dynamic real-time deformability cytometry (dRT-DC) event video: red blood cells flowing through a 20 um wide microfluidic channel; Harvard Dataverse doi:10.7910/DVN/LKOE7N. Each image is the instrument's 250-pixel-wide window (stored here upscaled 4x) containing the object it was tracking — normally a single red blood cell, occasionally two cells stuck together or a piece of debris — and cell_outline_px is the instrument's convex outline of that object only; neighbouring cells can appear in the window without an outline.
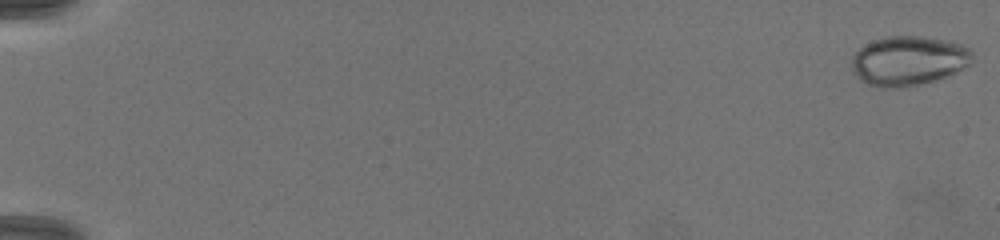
{"species": "common noctule bat (a hibernating species)", "species_latin": "Nyctalus noctula", "temperature_condition": "warm", "stored_images_in_passage": 97, "camera_frame_rate_fps": 3000, "um_per_image_px": 0.085, "animal": {"sex": "female", "body_mass_g": 19.5, "forearm_length_mm": 54.1}, "frame": {"image": 1, "passage_image": 1, "time_ms": 0.0, "image_size_px": [1000, 240], "cell_outline_px": [[972, 56], [968, 64], [936, 80], [920, 84], [900, 88], [884, 88], [868, 84], [860, 80], [856, 76], [852, 68], [852, 56], [860, 48], [872, 40], [888, 36], [924, 36], [948, 40], [960, 44], [968, 48], [972, 52]], "centroid_in_image_um": [77.17, 5.15], "position_along_channel_um": 7.8, "area_um2": 34.56}}
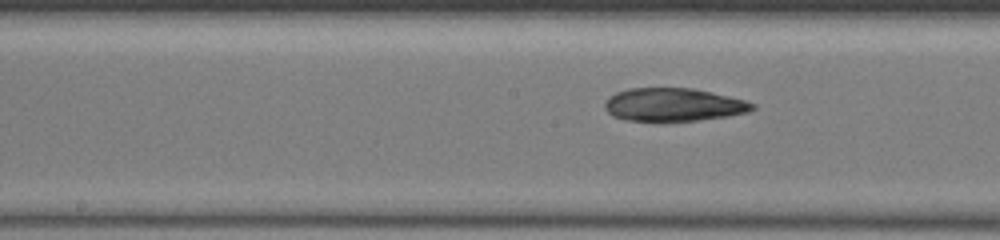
{"frame": {"image": 2, "passage_image": 55, "time_ms": 9.333, "image_size_px": [1000, 240], "cell_outline_px": [[756, 108], [748, 112], [728, 116], [700, 120], [668, 124], [656, 124], [624, 120], [612, 116], [604, 108], [604, 104], [616, 92], [628, 88], [692, 88], [744, 100], [756, 104]], "centroid_in_image_um": [57.21, 8.96], "position_along_channel_um": 191.0, "area_um2": 29.42}}
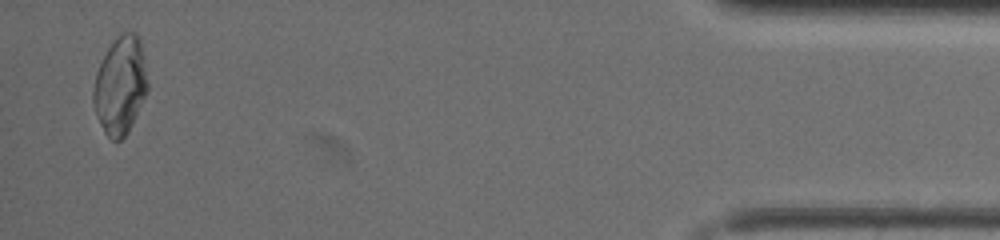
{"frame": {"image": 3, "passage_image": 93, "time_ms": 16.667, "image_size_px": [1000, 240], "cell_outline_px": [[148, 92], [128, 132], [120, 140], [112, 140], [104, 132], [100, 124], [92, 100], [92, 88], [96, 72], [108, 48], [124, 32], [136, 32], [140, 36], [148, 84]], "centroid_in_image_um": [10.23, 7.28], "position_along_channel_um": 425.0, "area_um2": 30.81}}